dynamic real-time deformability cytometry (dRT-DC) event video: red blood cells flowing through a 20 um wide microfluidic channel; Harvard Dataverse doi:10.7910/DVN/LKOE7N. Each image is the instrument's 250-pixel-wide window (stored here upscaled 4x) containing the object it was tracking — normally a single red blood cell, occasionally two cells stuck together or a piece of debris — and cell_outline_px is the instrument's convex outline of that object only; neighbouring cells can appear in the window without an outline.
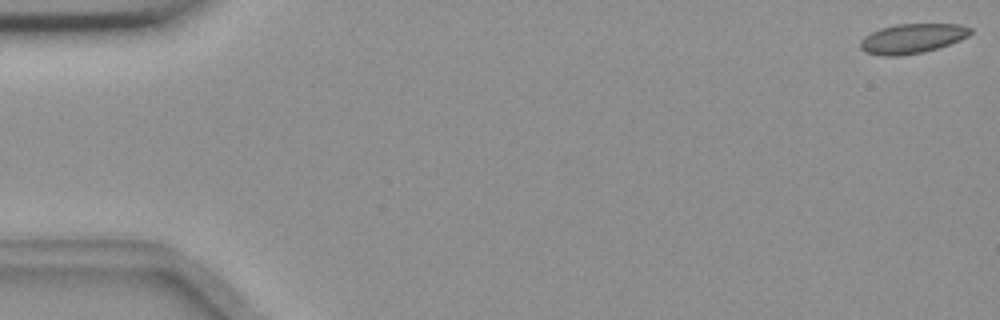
{"species": "common noctule bat (a hibernating species)", "species_latin": "Nyctalus noctula", "temperature_condition": "room temperature", "stored_images_in_passage": 56, "camera_frame_rate_fps": 3000, "um_per_image_px": 0.085, "animal": {"sex": "female", "body_mass_g": 18.4}, "frame": {"image": 1, "passage_image": 1, "time_ms": 0.0, "image_size_px": [1000, 320], "cell_outline_px": [[972, 32], [968, 36], [960, 40], [924, 52], [900, 56], [880, 56], [864, 52], [860, 48], [860, 40], [864, 36], [880, 28], [896, 24], [960, 24], [972, 28]], "centroid_in_image_um": [77.51, 3.28], "position_along_channel_um": 7.5, "area_um2": 19.13}}
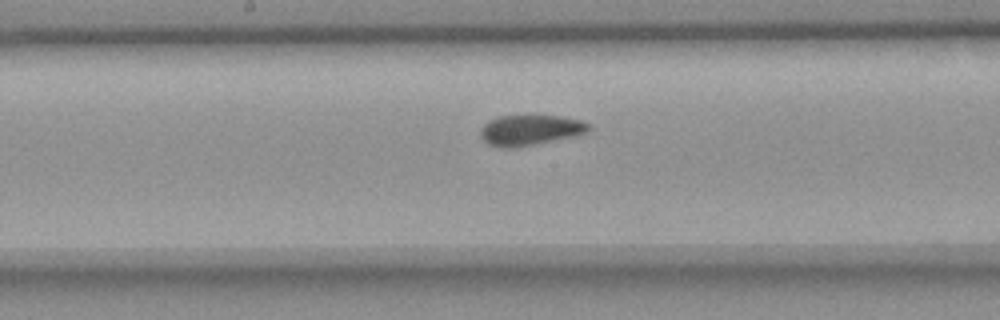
{"frame": {"image": 2, "passage_image": 29, "time_ms": 9.333, "image_size_px": [1000, 320], "cell_outline_px": [[592, 128], [588, 132], [576, 136], [516, 148], [504, 148], [488, 144], [480, 136], [480, 128], [488, 120], [500, 116], [564, 116], [580, 120], [588, 124]], "centroid_in_image_um": [45.07, 11.06], "position_along_channel_um": 203.1, "area_um2": 19.36}}
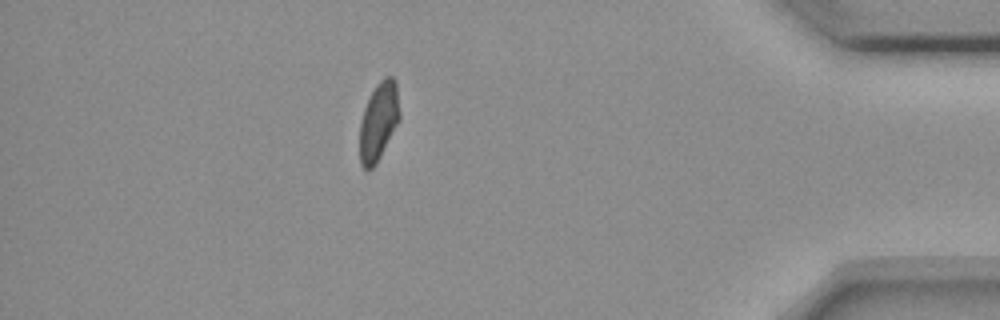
{"frame": {"image": 3, "passage_image": 49, "time_ms": 16.0, "image_size_px": [1000, 320], "cell_outline_px": [[400, 120], [376, 164], [372, 168], [364, 168], [360, 164], [360, 124], [364, 108], [376, 84], [384, 76], [392, 76], [396, 80], [400, 112]], "centroid_in_image_um": [32.2, 10.29], "position_along_channel_um": 403.0, "area_um2": 18.21}, "authors_computed_cell_mechanics": {"area_um2": 19.1029, "velocity_mm_per_s": 3.6544, "shape_relaxation_time_tau1_ms": null, "shape_relaxation_time_tau2_ms": 1.9249, "deformation_change_tau1": null, "deformation_change_tau2": 0.0515}}